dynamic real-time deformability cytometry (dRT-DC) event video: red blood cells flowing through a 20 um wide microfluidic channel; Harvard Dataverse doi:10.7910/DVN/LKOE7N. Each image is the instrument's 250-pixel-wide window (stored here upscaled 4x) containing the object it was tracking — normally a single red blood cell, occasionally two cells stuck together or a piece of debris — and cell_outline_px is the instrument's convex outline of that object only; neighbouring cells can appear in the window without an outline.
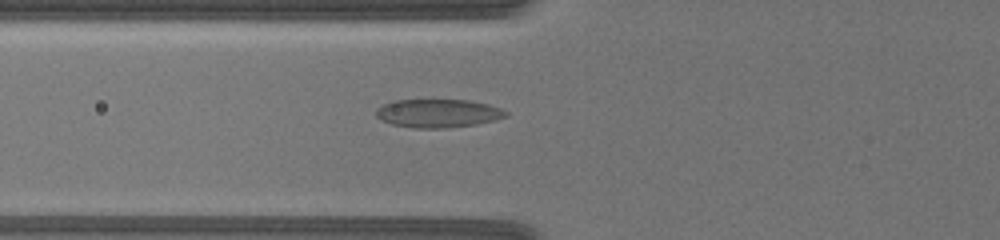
{"species": "common noctule bat (a hibernating species)", "species_latin": "Nyctalus noctula", "temperature_condition": "warm", "stored_images_in_passage": 55, "camera_frame_rate_fps": 3000, "um_per_image_px": 0.085, "animal": {"sex": "female", "body_mass_g": 19.5, "forearm_length_mm": 54.1}, "frame": {"image": 1, "passage_image": 9, "time_ms": 2.667, "image_size_px": [1000, 240], "cell_outline_px": [[508, 116], [476, 124], [444, 128], [412, 128], [392, 124], [380, 120], [376, 116], [376, 108], [392, 100], [468, 100], [488, 104], [500, 108], [508, 112]], "centroid_in_image_um": [37.2, 9.63], "position_along_channel_um": 88.6, "area_um2": 21.44}}
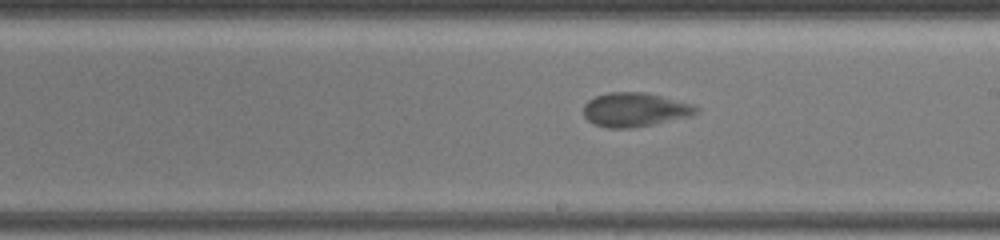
{"frame": {"image": 2, "passage_image": 25, "time_ms": 8.0, "image_size_px": [1000, 240], "cell_outline_px": [[700, 108], [692, 116], [656, 124], [632, 128], [608, 128], [592, 124], [584, 116], [584, 104], [588, 100], [596, 96], [608, 92], [644, 92], [692, 104]], "centroid_in_image_um": [53.95, 9.34], "position_along_channel_um": 235.0, "area_um2": 22.43}}
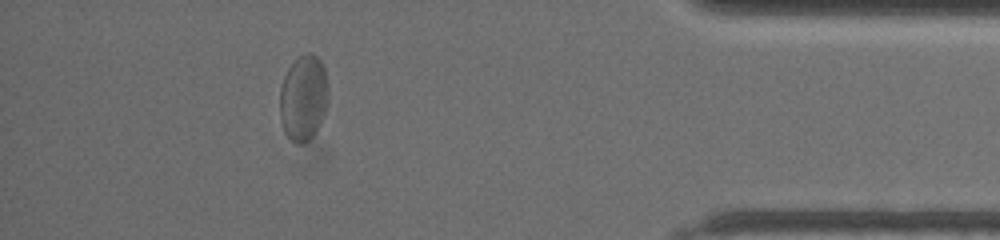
{"frame": {"image": 3, "passage_image": 48, "time_ms": 15.667, "image_size_px": [1000, 240], "cell_outline_px": [[328, 96], [324, 116], [316, 132], [308, 140], [300, 144], [296, 144], [288, 136], [280, 120], [280, 88], [284, 76], [288, 68], [300, 56], [308, 52], [312, 52], [320, 60], [324, 68], [328, 88]], "centroid_in_image_um": [25.8, 8.32], "position_along_channel_um": 409.4, "area_um2": 24.16}}